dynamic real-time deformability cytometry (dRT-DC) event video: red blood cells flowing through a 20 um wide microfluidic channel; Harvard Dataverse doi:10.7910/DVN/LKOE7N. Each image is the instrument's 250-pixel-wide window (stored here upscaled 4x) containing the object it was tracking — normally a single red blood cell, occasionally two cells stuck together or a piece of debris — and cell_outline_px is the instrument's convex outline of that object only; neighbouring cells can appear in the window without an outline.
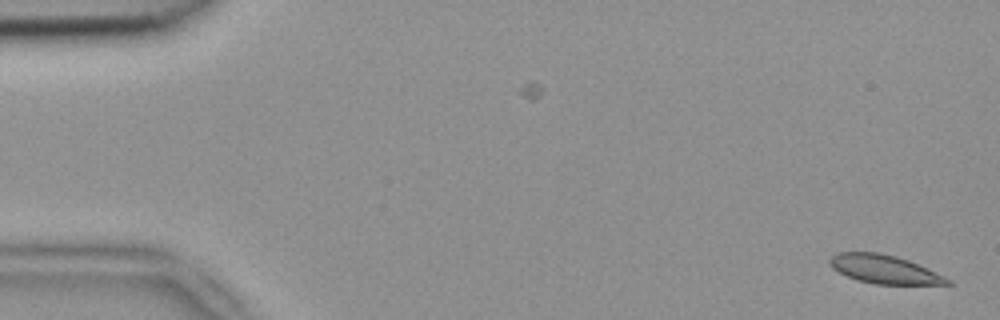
{"species": "common noctule bat (a hibernating species)", "species_latin": "Nyctalus noctula", "temperature_condition": "room temperature", "stored_images_in_passage": 5, "camera_frame_rate_fps": 3000, "um_per_image_px": 0.085, "animal": {"sex": "female", "body_mass_g": 18.4}, "frame": {"image": 1, "passage_image": 1, "time_ms": 0.0, "image_size_px": [1000, 320], "cell_outline_px": [[952, 284], [876, 284], [856, 280], [832, 268], [828, 264], [828, 260], [836, 252], [880, 252], [896, 256], [908, 260], [944, 276], [952, 280]], "centroid_in_image_um": [75.13, 22.88], "position_along_channel_um": 9.9, "area_um2": 19.48}}
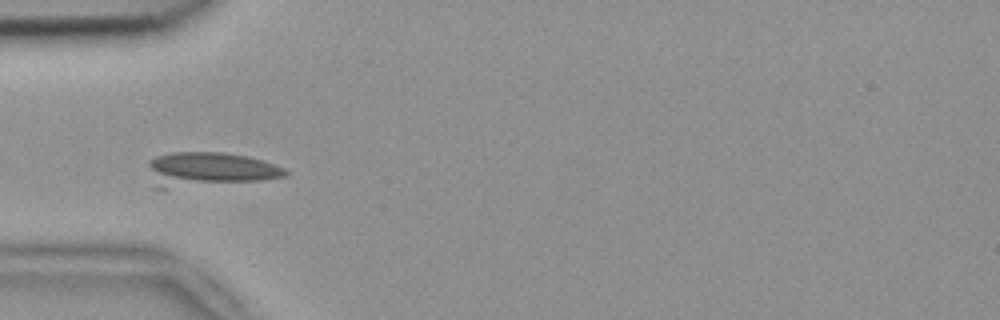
{"frame": {"image": 2, "passage_image": 5, "time_ms": 1.333, "image_size_px": [1000, 320], "cell_outline_px": [[288, 176], [260, 180], [164, 188], [152, 188], [148, 164], [156, 156], [172, 152], [224, 152], [248, 156], [264, 160], [284, 168], [288, 172]], "centroid_in_image_um": [17.77, 14.39], "position_along_channel_um": 67.2, "area_um2": 27.28}}